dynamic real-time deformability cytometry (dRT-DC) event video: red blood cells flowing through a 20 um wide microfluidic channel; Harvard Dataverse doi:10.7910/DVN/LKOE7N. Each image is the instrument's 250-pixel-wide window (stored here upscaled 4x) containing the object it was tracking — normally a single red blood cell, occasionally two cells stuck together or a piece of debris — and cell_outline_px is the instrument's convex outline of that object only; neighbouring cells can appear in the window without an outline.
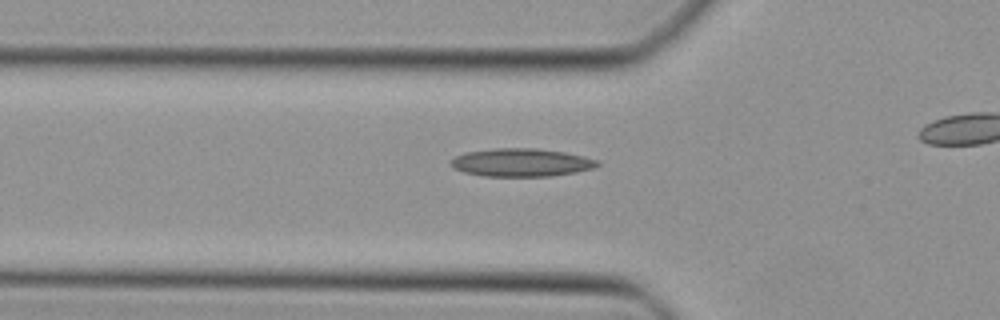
{"species": "Egyptian fruit bat (a non-hibernating species)", "species_latin": "Rousettus aegyptiacus", "temperature_condition": "cold", "stored_images_in_passage": 25, "camera_frame_rate_fps": 3000, "um_per_image_px": 0.085, "animal": {"sex": "female"}, "frame": {"image": 1, "passage_image": 3, "time_ms": 0.667, "image_size_px": [1000, 320], "cell_outline_px": [[600, 164], [592, 168], [576, 172], [548, 176], [484, 176], [464, 172], [452, 168], [448, 164], [448, 160], [464, 152], [492, 148], [536, 148], [564, 152], [584, 156], [600, 160]], "centroid_in_image_um": [44.26, 13.8], "position_along_channel_um": 81.5, "area_um2": 24.22}}
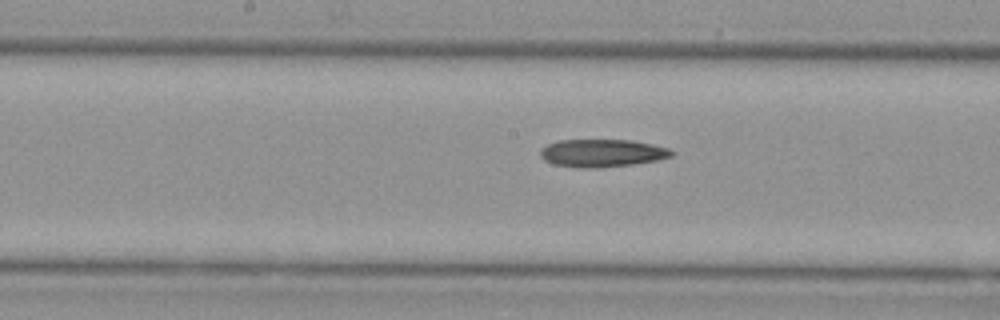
{"frame": {"image": 2, "passage_image": 11, "time_ms": 3.333, "image_size_px": [1000, 320], "cell_outline_px": [[676, 152], [672, 156], [660, 160], [632, 164], [600, 168], [580, 168], [552, 164], [544, 160], [540, 156], [540, 148], [548, 144], [560, 140], [632, 140], [652, 144], [668, 148]], "centroid_in_image_um": [51.18, 13.02], "position_along_channel_um": 197.0, "area_um2": 21.44}}
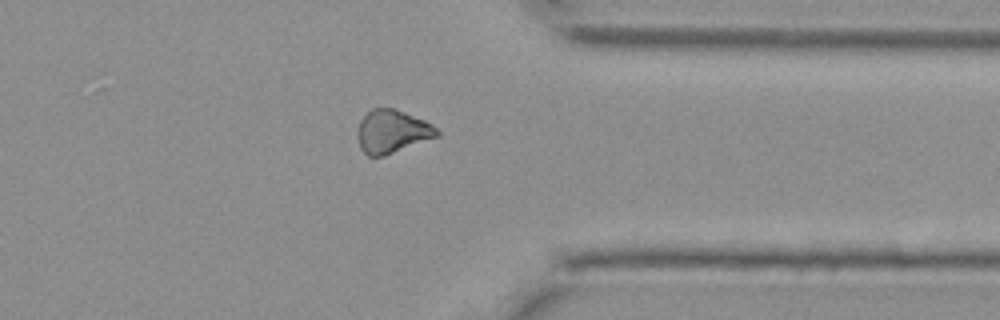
{"frame": {"image": 3, "passage_image": 24, "time_ms": 7.667, "image_size_px": [1000, 320], "cell_outline_px": [[440, 136], [384, 156], [368, 156], [360, 148], [356, 136], [356, 132], [360, 120], [372, 108], [392, 108], [404, 112], [424, 120], [432, 124], [440, 132]], "centroid_in_image_um": [33.32, 11.19], "position_along_channel_um": 378.1, "area_um2": 20.11}}